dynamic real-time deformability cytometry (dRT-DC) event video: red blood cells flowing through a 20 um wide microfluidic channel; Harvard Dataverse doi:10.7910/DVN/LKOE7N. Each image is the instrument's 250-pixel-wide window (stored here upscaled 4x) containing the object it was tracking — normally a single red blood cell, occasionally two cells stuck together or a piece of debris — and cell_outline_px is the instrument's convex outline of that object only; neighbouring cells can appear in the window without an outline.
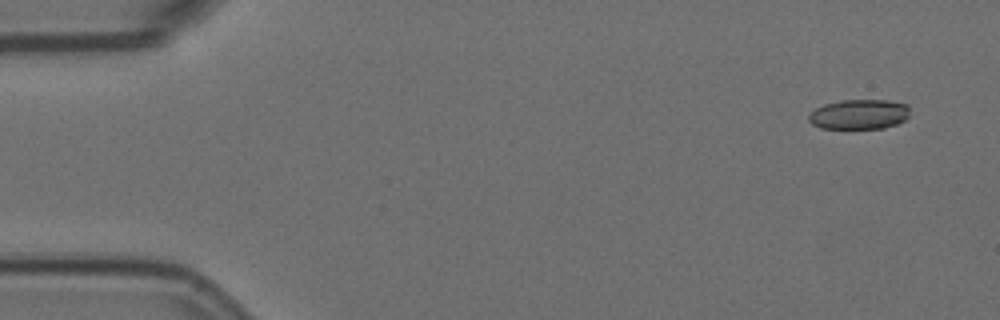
{"species": "Egyptian fruit bat (a non-hibernating species)", "species_latin": "Rousettus aegyptiacus", "temperature_condition": "room temperature", "stored_images_in_passage": 5, "camera_frame_rate_fps": 3000, "um_per_image_px": 0.085, "animal": {"sex": "female"}, "frame": {"image": 1, "passage_image": 1, "time_ms": 0.0, "image_size_px": [1000, 320], "cell_outline_px": [[908, 116], [904, 120], [896, 124], [884, 128], [820, 128], [812, 124], [808, 120], [808, 116], [816, 108], [824, 104], [840, 100], [888, 100], [908, 104]], "centroid_in_image_um": [73.02, 9.71], "position_along_channel_um": 12.0, "area_um2": 17.57}}
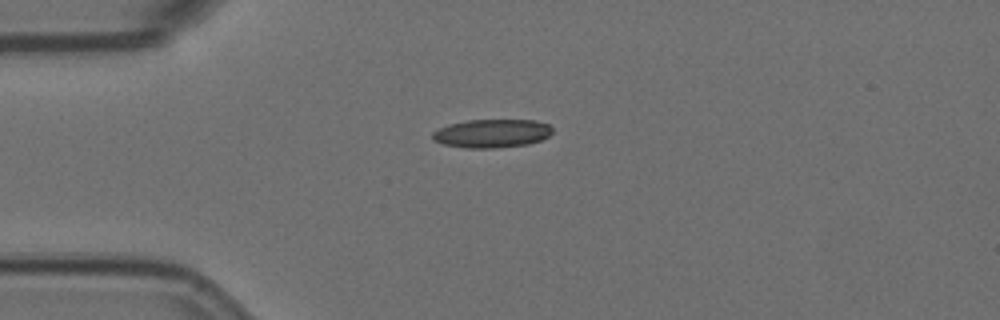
{"frame": {"image": 2, "passage_image": 3, "time_ms": 0.667, "image_size_px": [1000, 320], "cell_outline_px": [[552, 132], [548, 136], [540, 140], [528, 144], [492, 148], [468, 148], [444, 144], [432, 140], [432, 132], [448, 124], [468, 120], [536, 120], [548, 124], [552, 128]], "centroid_in_image_um": [41.8, 11.33], "position_along_channel_um": 43.2, "area_um2": 19.83}}
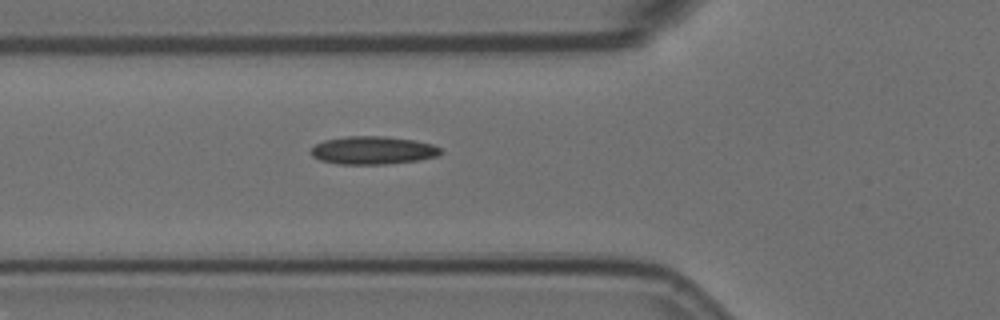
{"frame": {"image": 3, "passage_image": 5, "time_ms": 1.333, "image_size_px": [1000, 320], "cell_outline_px": [[440, 156], [420, 160], [384, 164], [336, 164], [320, 160], [312, 156], [308, 152], [316, 144], [324, 140], [348, 136], [384, 136], [412, 140], [432, 144], [440, 148]], "centroid_in_image_um": [31.67, 12.78], "position_along_channel_um": 94.1, "area_um2": 21.21}}